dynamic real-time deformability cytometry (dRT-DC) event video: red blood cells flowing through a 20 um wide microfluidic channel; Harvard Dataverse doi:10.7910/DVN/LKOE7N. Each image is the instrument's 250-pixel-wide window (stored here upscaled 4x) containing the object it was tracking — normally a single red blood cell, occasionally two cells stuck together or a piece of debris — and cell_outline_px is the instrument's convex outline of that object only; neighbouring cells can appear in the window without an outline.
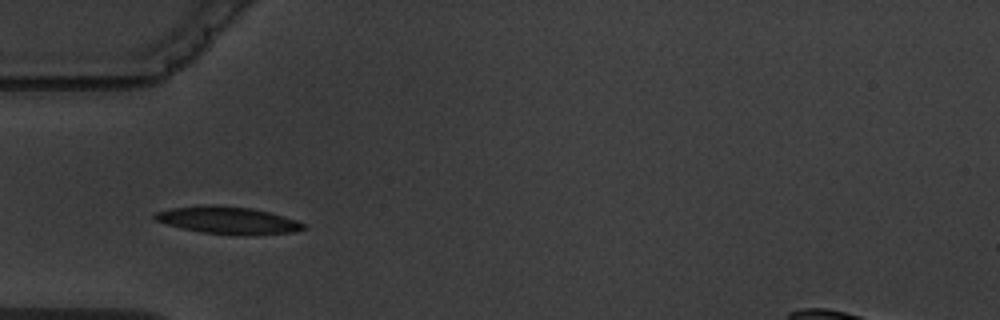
{"species": "common noctule bat (a hibernating species)", "species_latin": "Nyctalus noctula", "temperature_condition": "warm", "stored_images_in_passage": 8, "camera_frame_rate_fps": 3000, "um_per_image_px": 0.085, "animal": {"sex": "male", "body_mass_g": 19.5, "forearm_length_mm": 54.6}, "frame": {"image": 1, "passage_image": 3, "time_ms": 2.333, "image_size_px": [1000, 320], "cell_outline_px": [[308, 228], [296, 232], [248, 236], [240, 236], [200, 232], [168, 224], [156, 220], [152, 216], [156, 212], [168, 208], [204, 204], [216, 204], [248, 208], [268, 212], [284, 216], [296, 220], [304, 224]], "centroid_in_image_um": [19.4, 18.73], "position_along_channel_um": 65.6, "area_um2": 23.99}}
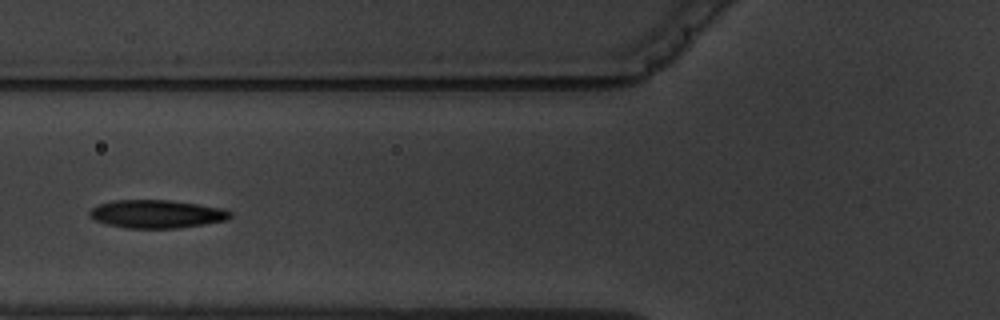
{"frame": {"image": 2, "passage_image": 4, "time_ms": 3.667, "image_size_px": [1000, 320], "cell_outline_px": [[232, 216], [228, 220], [180, 228], [128, 228], [108, 224], [96, 220], [88, 212], [92, 208], [100, 204], [112, 200], [172, 200], [224, 208], [232, 212]], "centroid_in_image_um": [13.38, 18.18], "position_along_channel_um": 112.4, "area_um2": 23.06}}